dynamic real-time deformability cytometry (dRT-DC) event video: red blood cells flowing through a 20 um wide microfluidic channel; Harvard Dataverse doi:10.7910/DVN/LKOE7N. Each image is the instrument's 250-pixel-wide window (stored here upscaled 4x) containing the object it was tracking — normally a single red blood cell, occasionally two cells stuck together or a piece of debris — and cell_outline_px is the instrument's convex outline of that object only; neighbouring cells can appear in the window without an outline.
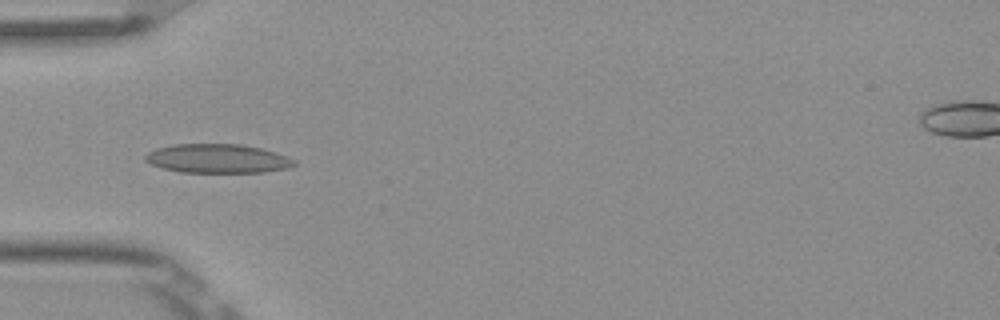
{"species": "Egyptian fruit bat (a non-hibernating species)", "species_latin": "Rousettus aegyptiacus", "temperature_condition": "room temperature", "stored_images_in_passage": 5, "camera_frame_rate_fps": 3000, "um_per_image_px": 0.085, "frame": {"image": 1, "passage_image": 2, "time_ms": 0.333, "image_size_px": [1000, 320], "cell_outline_px": [[296, 164], [288, 168], [264, 172], [180, 172], [164, 168], [152, 164], [144, 160], [144, 156], [148, 152], [156, 148], [176, 144], [240, 144], [260, 148], [288, 156], [296, 160]], "centroid_in_image_um": [18.51, 13.47], "position_along_channel_um": 66.5, "area_um2": 25.09}}
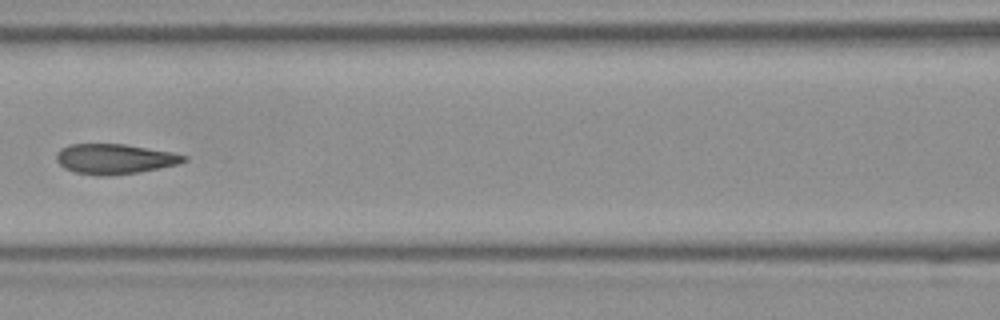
{"frame": {"image": 2, "passage_image": 4, "time_ms": 1.0, "image_size_px": [1000, 320], "cell_outline_px": [[188, 160], [180, 164], [140, 172], [104, 176], [96, 176], [76, 172], [64, 168], [56, 160], [56, 152], [60, 148], [68, 144], [124, 144], [172, 152], [188, 156]], "centroid_in_image_um": [9.75, 13.51], "position_along_channel_um": 156.8, "area_um2": 22.54}}
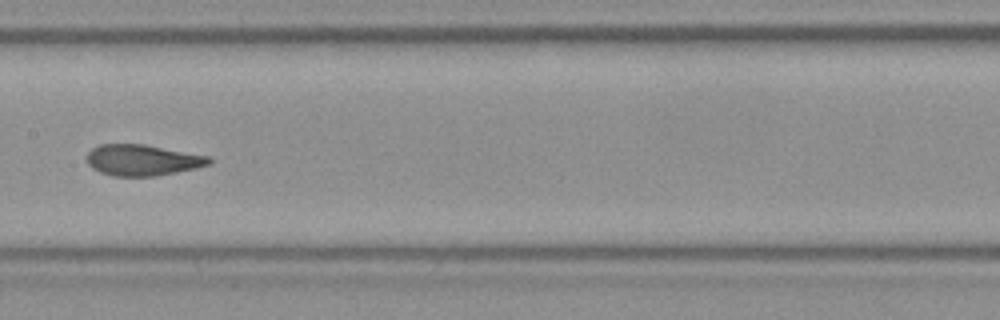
{"frame": {"image": 3, "passage_image": 5, "time_ms": 1.333, "image_size_px": [1000, 320], "cell_outline_px": [[212, 164], [196, 168], [156, 176], [112, 176], [100, 172], [92, 168], [88, 164], [88, 152], [92, 148], [100, 144], [144, 144], [208, 156], [212, 160]], "centroid_in_image_um": [12.11, 13.61], "position_along_channel_um": 195.3, "area_um2": 22.08}}